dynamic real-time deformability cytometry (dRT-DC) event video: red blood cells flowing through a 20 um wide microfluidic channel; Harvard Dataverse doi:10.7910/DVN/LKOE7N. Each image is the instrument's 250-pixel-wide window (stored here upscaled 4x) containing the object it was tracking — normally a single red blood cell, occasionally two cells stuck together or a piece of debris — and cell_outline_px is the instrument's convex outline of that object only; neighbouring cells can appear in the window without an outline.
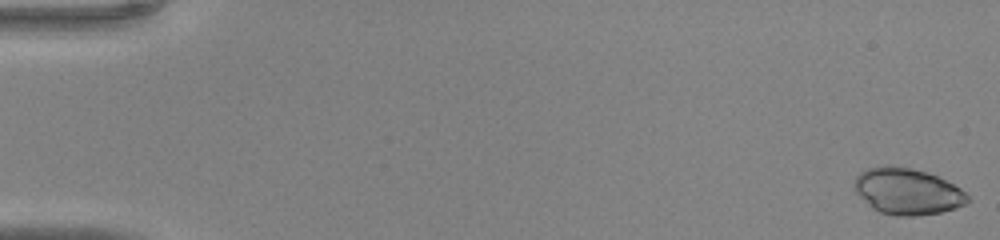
{"species": "common noctule bat (a hibernating species)", "species_latin": "Nyctalus noctula", "temperature_condition": "warm", "stored_images_in_passage": 47, "camera_frame_rate_fps": 3000, "um_per_image_px": 0.085, "animal": {"sex": "male", "body_mass_g": 20.0, "forearm_length_mm": 53.3}, "frame": {"image": 1, "passage_image": 1, "time_ms": 0.0, "image_size_px": [1000, 240], "cell_outline_px": [[972, 200], [956, 208], [940, 212], [916, 216], [896, 216], [880, 212], [872, 208], [856, 192], [852, 184], [856, 176], [860, 172], [868, 168], [884, 164], [892, 164], [912, 168], [936, 176], [960, 188]], "centroid_in_image_um": [77.09, 16.26], "position_along_channel_um": 7.9, "area_um2": 30.69}}